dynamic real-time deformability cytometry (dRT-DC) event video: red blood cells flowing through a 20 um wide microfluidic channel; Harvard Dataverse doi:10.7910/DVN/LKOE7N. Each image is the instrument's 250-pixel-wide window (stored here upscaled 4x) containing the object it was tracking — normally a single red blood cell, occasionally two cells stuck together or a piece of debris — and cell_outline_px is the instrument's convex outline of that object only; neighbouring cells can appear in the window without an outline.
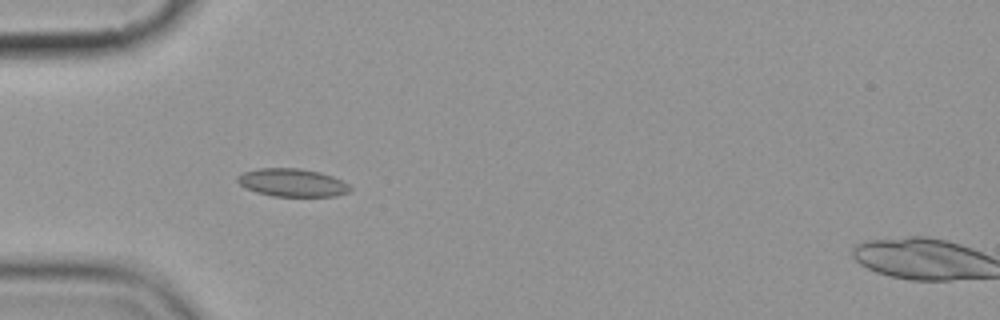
{"species": "common noctule bat (a hibernating species)", "species_latin": "Nyctalus noctula", "temperature_condition": "cold", "stored_images_in_passage": 5, "camera_frame_rate_fps": 3000, "um_per_image_px": 0.085, "animal": {"sex": "female", "body_mass_g": 19.9}, "frame": {"image": 1, "passage_image": 4, "time_ms": 3.667, "image_size_px": [1000, 320], "cell_outline_px": [[352, 188], [348, 192], [336, 196], [272, 196], [256, 192], [244, 188], [236, 180], [236, 176], [244, 172], [260, 168], [300, 168], [320, 172], [332, 176], [348, 184]], "centroid_in_image_um": [24.82, 15.52], "position_along_channel_um": 60.2, "area_um2": 18.38}}
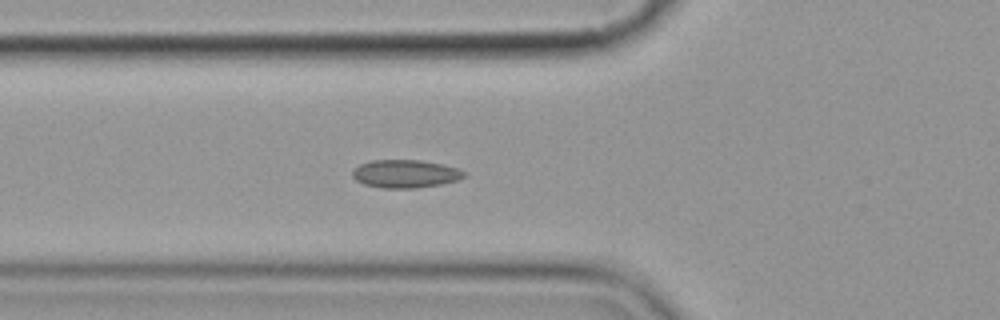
{"frame": {"image": 2, "passage_image": 5, "time_ms": 4.667, "image_size_px": [1000, 320], "cell_outline_px": [[464, 176], [460, 180], [440, 184], [416, 188], [380, 188], [364, 184], [356, 180], [352, 176], [352, 172], [360, 164], [372, 160], [420, 160], [444, 164], [456, 168], [464, 172]], "centroid_in_image_um": [34.45, 14.77], "position_along_channel_um": 91.4, "area_um2": 18.21}}